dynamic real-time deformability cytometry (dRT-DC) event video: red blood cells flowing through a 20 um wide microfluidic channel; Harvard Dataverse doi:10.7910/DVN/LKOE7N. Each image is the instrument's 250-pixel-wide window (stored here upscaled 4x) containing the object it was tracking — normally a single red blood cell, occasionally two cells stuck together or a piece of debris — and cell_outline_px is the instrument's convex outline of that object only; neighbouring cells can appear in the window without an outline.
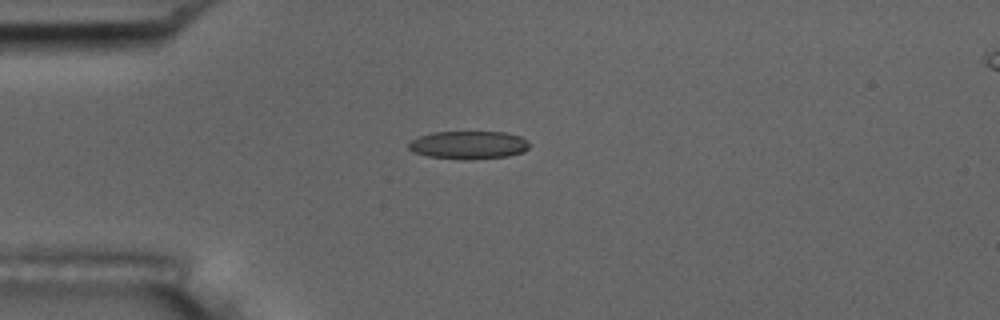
{"species": "common noctule bat (a hibernating species)", "species_latin": "Nyctalus noctula", "temperature_condition": "room temperature", "stored_images_in_passage": 35, "camera_frame_rate_fps": 3000, "um_per_image_px": 0.085, "animal": {"sex": "male", "body_mass_g": 17.5, "forearm_length_mm": 52.3}, "frame": {"image": 1, "passage_image": 1, "time_ms": 0.0, "image_size_px": [1000, 320], "cell_outline_px": [[528, 148], [524, 152], [508, 156], [468, 160], [460, 160], [428, 156], [412, 152], [408, 148], [408, 140], [416, 136], [432, 132], [508, 132], [520, 136], [528, 140]], "centroid_in_image_um": [39.78, 12.32], "position_along_channel_um": 45.2, "area_um2": 20.17}, "authors_computed_cell_mechanics": {"area_um2": 19.5942, "velocity_mm_per_s": 3.7761, "shape_relaxation_time_tau1_ms": 9.315, "shape_relaxation_time_tau2_ms": 2.8671, "deformation_change_tau1": 0.1814, "deformation_change_tau2": 0.1063}}